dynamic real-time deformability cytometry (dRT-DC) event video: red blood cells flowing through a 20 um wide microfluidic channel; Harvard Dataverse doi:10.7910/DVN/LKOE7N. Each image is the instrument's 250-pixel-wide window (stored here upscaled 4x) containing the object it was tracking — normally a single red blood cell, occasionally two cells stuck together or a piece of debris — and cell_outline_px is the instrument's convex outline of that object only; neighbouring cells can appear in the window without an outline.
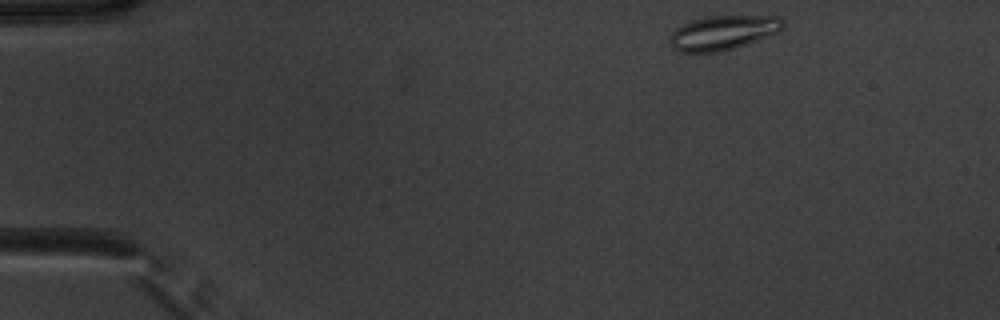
{"species": "common noctule bat (a hibernating species)", "species_latin": "Nyctalus noctula", "temperature_condition": "warm", "stored_images_in_passage": 46, "camera_frame_rate_fps": 3000, "um_per_image_px": 0.085, "animal": {"sex": "male", "body_mass_g": 20.1, "forearm_length_mm": 53.5}, "frame": {"image": 1, "passage_image": 1, "time_ms": 0.0, "image_size_px": [1000, 320], "cell_outline_px": [[784, 28], [780, 32], [736, 48], [720, 52], [680, 52], [672, 48], [668, 40], [672, 32], [676, 28], [692, 20], [704, 16], [780, 16], [784, 24]], "centroid_in_image_um": [61.46, 2.78], "position_along_channel_um": 23.5, "area_um2": 22.95}}
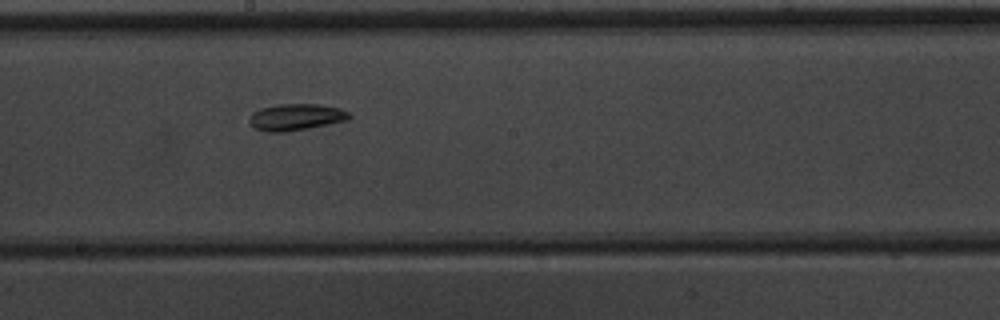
{"frame": {"image": 2, "passage_image": 23, "time_ms": 7.333, "image_size_px": [1000, 320], "cell_outline_px": [[352, 116], [348, 120], [308, 128], [284, 132], [268, 132], [256, 128], [248, 120], [252, 112], [260, 108], [276, 104], [320, 104], [340, 108], [348, 112]], "centroid_in_image_um": [25.16, 9.94], "position_along_channel_um": 223.0, "area_um2": 15.49}}
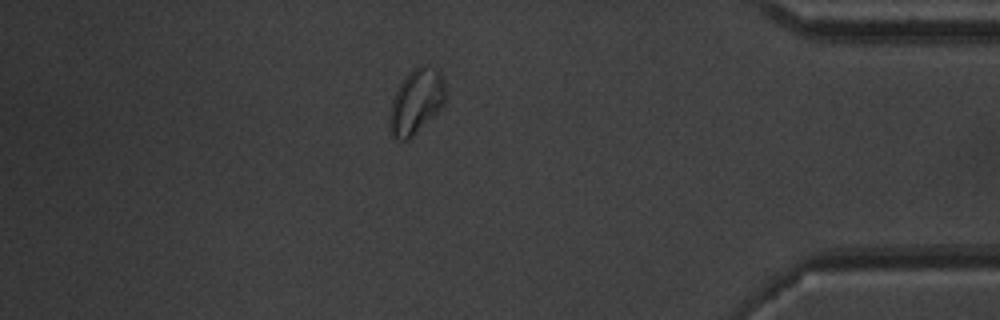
{"frame": {"image": 3, "passage_image": 39, "time_ms": 12.667, "image_size_px": [1000, 320], "cell_outline_px": [[444, 104], [408, 140], [396, 140], [392, 136], [388, 128], [388, 120], [392, 100], [400, 84], [408, 72], [416, 68], [436, 68], [440, 72], [444, 80]], "centroid_in_image_um": [35.33, 8.67], "position_along_channel_um": 399.9, "area_um2": 20.58}}